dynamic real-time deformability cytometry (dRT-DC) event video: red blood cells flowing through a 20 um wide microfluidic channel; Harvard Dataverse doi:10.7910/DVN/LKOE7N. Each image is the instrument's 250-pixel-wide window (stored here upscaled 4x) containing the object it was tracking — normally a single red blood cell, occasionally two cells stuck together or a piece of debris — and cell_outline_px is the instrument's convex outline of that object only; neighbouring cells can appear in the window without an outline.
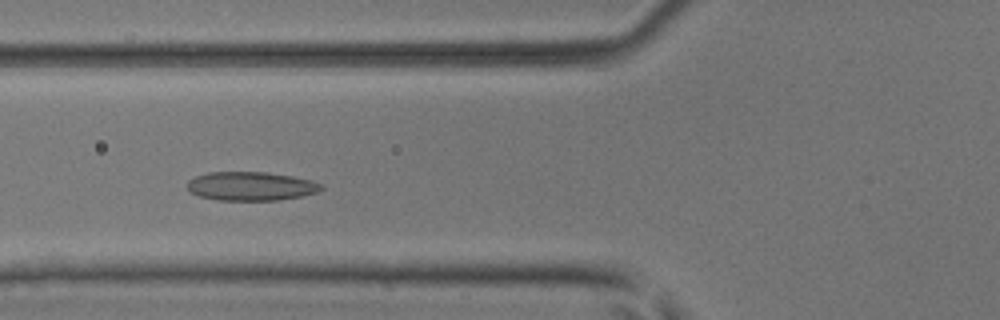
{"species": "common noctule bat (a hibernating species)", "species_latin": "Nyctalus noctula", "temperature_condition": "room temperature", "stored_images_in_passage": 6, "camera_frame_rate_fps": 3000, "um_per_image_px": 0.085, "animal": {"sex": "male", "body_mass_g": 17.9, "forearm_length_mm": 54.2}, "frame": {"image": 1, "passage_image": 4, "time_ms": 1.0, "image_size_px": [1000, 320], "cell_outline_px": [[324, 188], [316, 192], [304, 196], [280, 200], [220, 200], [200, 196], [188, 192], [188, 180], [196, 176], [208, 172], [268, 172], [292, 176], [312, 180], [324, 184]], "centroid_in_image_um": [21.37, 15.82], "position_along_channel_um": 104.4, "area_um2": 22.66}}
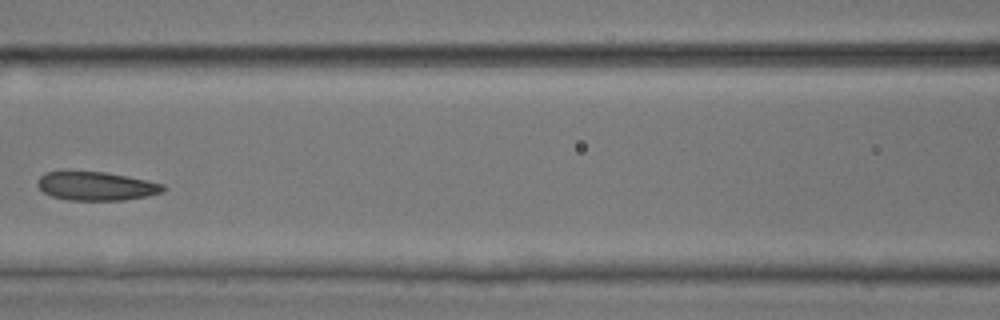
{"frame": {"image": 2, "passage_image": 5, "time_ms": 1.333, "image_size_px": [1000, 320], "cell_outline_px": [[168, 188], [164, 192], [148, 196], [124, 200], [68, 200], [52, 196], [44, 192], [36, 184], [36, 180], [44, 172], [104, 172], [164, 184]], "centroid_in_image_um": [8.19, 15.83], "position_along_channel_um": 158.4, "area_um2": 20.87}}